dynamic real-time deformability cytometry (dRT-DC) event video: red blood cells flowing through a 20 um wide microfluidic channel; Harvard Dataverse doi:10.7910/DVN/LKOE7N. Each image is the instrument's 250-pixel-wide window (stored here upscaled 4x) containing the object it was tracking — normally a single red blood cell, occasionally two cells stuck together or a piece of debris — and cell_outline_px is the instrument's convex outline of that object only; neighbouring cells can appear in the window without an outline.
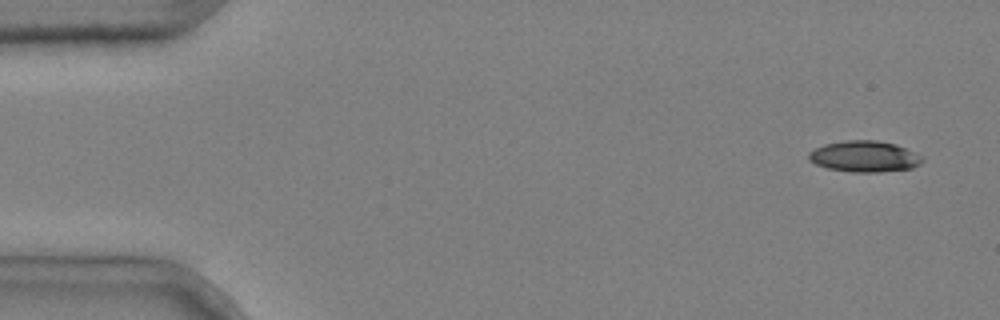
{"species": "common noctule bat (a hibernating species)", "species_latin": "Nyctalus noctula", "temperature_condition": "cold", "stored_images_in_passage": 12, "camera_frame_rate_fps": 3000, "um_per_image_px": 0.085, "animal": {"sex": "male", "body_mass_g": 20.4}, "frame": {"image": 1, "passage_image": 1, "time_ms": 0.0, "image_size_px": [1000, 320], "cell_outline_px": [[924, 160], [920, 164], [912, 168], [880, 172], [852, 172], [828, 168], [816, 164], [808, 160], [808, 152], [824, 144], [844, 140], [876, 140], [896, 144], [924, 156]], "centroid_in_image_um": [73.49, 13.29], "position_along_channel_um": 11.5, "area_um2": 20.75}}